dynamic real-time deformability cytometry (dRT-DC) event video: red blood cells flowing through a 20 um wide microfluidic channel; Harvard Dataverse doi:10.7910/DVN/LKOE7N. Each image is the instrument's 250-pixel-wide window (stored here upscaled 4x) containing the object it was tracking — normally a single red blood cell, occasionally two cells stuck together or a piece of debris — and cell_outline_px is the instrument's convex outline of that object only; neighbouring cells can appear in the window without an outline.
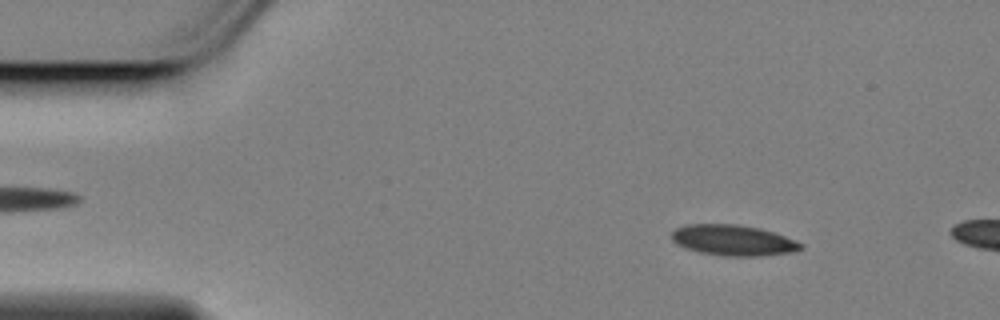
{"species": "Egyptian fruit bat (a non-hibernating species)", "species_latin": "Rousettus aegyptiacus", "temperature_condition": "cold", "stored_images_in_passage": 11, "camera_frame_rate_fps": 3000, "um_per_image_px": 0.085, "animal": {"sex": "female"}, "frame": {"image": 1, "passage_image": 7, "time_ms": 2.0, "image_size_px": [1000, 320], "cell_outline_px": [[804, 248], [792, 252], [760, 256], [724, 256], [700, 252], [676, 244], [672, 240], [672, 232], [676, 228], [688, 224], [736, 224], [760, 228], [784, 236], [804, 244]], "centroid_in_image_um": [62.33, 20.42], "position_along_channel_um": 22.7, "area_um2": 23.0}}